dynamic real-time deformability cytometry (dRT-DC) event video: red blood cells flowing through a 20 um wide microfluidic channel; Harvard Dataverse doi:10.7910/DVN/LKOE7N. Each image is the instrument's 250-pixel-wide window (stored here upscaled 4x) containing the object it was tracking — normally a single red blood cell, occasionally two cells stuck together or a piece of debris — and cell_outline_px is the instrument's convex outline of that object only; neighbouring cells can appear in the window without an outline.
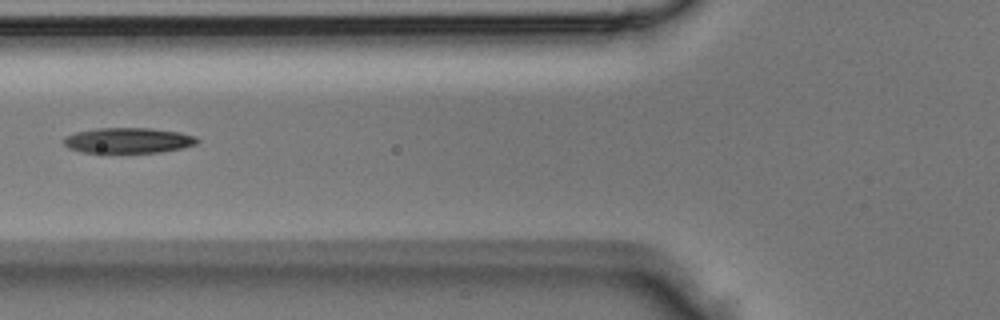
{"species": "Egyptian fruit bat (a non-hibernating species)", "species_latin": "Rousettus aegyptiacus", "temperature_condition": "room temperature", "stored_images_in_passage": 4, "camera_frame_rate_fps": 3000, "um_per_image_px": 0.085, "animal": {"sex": "male"}, "frame": {"image": 1, "passage_image": 4, "time_ms": 1.0, "image_size_px": [1000, 320], "cell_outline_px": [[200, 140], [196, 144], [180, 148], [160, 152], [80, 152], [68, 148], [64, 144], [64, 136], [76, 132], [96, 128], [148, 128], [180, 132], [196, 136]], "centroid_in_image_um": [10.89, 11.93], "position_along_channel_um": 114.9, "area_um2": 19.71}}